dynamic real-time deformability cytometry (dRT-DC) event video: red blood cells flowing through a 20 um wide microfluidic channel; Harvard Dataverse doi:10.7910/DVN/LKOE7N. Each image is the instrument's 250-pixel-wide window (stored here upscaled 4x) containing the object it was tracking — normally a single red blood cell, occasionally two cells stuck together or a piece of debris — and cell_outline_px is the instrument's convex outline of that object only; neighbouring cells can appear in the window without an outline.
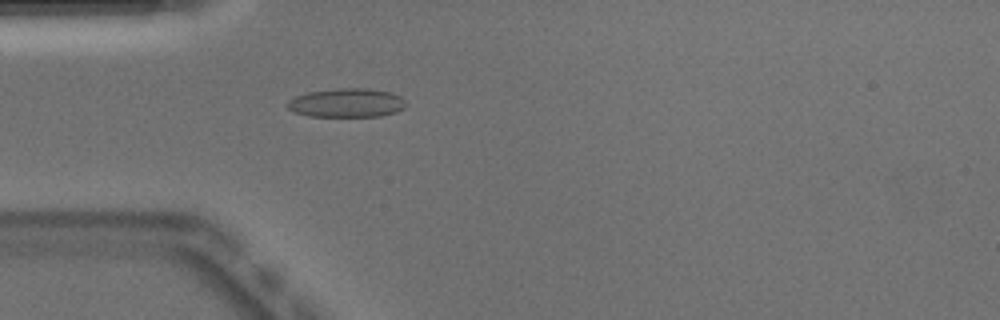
{"species": "Egyptian fruit bat (a non-hibernating species)", "species_latin": "Rousettus aegyptiacus", "temperature_condition": "warm", "stored_images_in_passage": 51, "camera_frame_rate_fps": 3000, "um_per_image_px": 0.085, "animal": {"sex": "male"}, "frame": {"image": 1, "passage_image": 15, "time_ms": 4.667, "image_size_px": [1000, 320], "cell_outline_px": [[408, 104], [404, 108], [396, 112], [380, 116], [308, 116], [296, 112], [288, 108], [284, 104], [288, 100], [296, 96], [308, 92], [340, 88], [368, 88], [392, 92], [400, 96]], "centroid_in_image_um": [29.49, 8.73], "position_along_channel_um": 55.5, "area_um2": 20.06}, "authors_computed_cell_mechanics": {"area_um2": 19.2474, "velocity_mm_per_s": 3.9354, "shape_relaxation_time_tau1_ms": null, "shape_relaxation_time_tau2_ms": 0.9592, "deformation_change_tau1": null, "deformation_change_tau2": 0.0794}}